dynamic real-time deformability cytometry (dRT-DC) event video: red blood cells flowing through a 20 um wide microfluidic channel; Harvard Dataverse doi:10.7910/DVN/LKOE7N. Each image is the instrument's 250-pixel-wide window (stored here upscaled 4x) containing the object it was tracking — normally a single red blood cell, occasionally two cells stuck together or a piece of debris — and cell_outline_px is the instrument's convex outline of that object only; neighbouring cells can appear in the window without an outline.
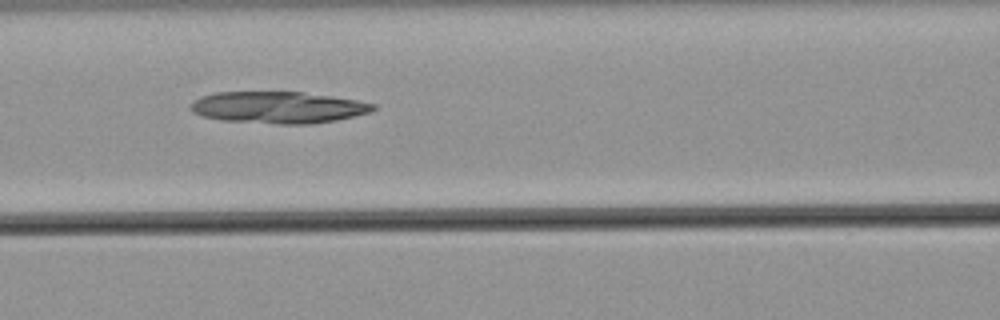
{"species": "common noctule bat (a hibernating species)", "species_latin": "Nyctalus noctula", "temperature_condition": "warm", "stored_images_in_passage": 42, "camera_frame_rate_fps": 3000, "um_per_image_px": 0.085, "animal": {"sex": "male", "body_mass_g": 21.5, "forearm_length_mm": 52.0}, "frame": {"image": 1, "passage_image": 14, "time_ms": 4.333, "image_size_px": [1000, 320], "cell_outline_px": [[376, 108], [368, 112], [336, 120], [308, 124], [276, 124], [220, 120], [204, 116], [192, 112], [188, 108], [200, 96], [216, 92], [304, 92], [356, 100], [376, 104]], "centroid_in_image_um": [23.61, 9.13], "position_along_channel_um": 143.0, "area_um2": 33.58}}
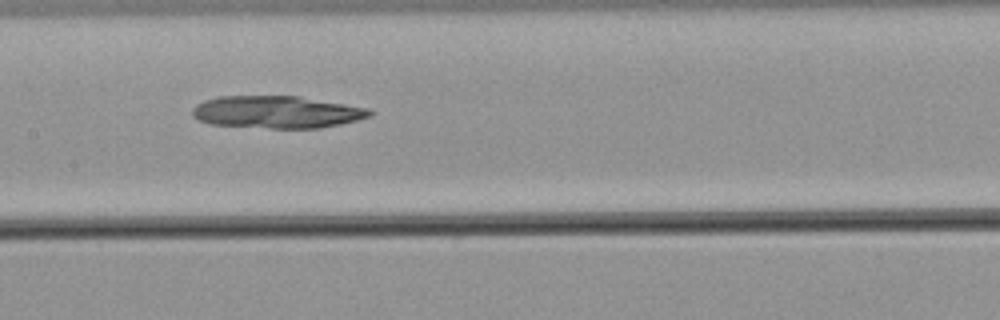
{"frame": {"image": 2, "passage_image": 17, "time_ms": 5.333, "image_size_px": [1000, 320], "cell_outline_px": [[376, 112], [372, 116], [340, 124], [320, 128], [268, 128], [208, 124], [196, 120], [192, 116], [192, 108], [196, 104], [204, 100], [216, 96], [300, 96], [368, 108]], "centroid_in_image_um": [23.5, 9.52], "position_along_channel_um": 183.9, "area_um2": 33.76}}